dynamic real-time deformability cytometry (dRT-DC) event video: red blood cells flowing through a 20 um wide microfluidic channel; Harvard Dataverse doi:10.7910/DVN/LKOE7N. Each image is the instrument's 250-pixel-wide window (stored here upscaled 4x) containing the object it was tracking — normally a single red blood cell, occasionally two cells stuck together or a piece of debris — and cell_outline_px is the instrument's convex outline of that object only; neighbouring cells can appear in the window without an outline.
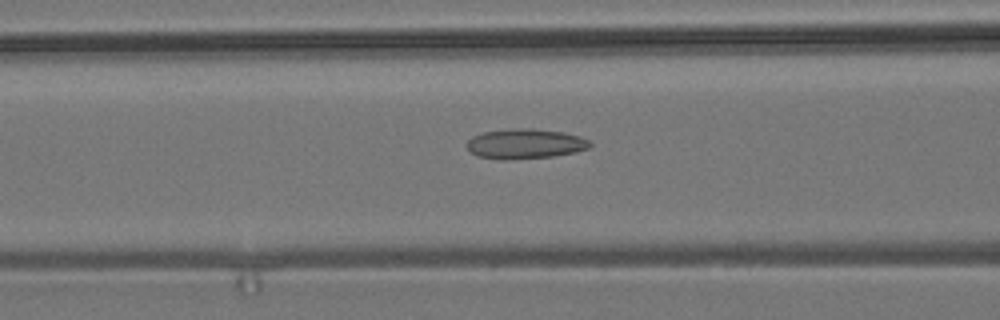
{"species": "common noctule bat (a hibernating species)", "species_latin": "Nyctalus noctula", "temperature_condition": "room temperature", "stored_images_in_passage": 52, "camera_frame_rate_fps": 3000, "um_per_image_px": 0.085, "animal": {"sex": "male", "body_mass_g": 19.2, "forearm_length_mm": 51.8}, "frame": {"image": 1, "passage_image": 19, "time_ms": 6.0, "image_size_px": [1000, 320], "cell_outline_px": [[592, 144], [588, 148], [576, 152], [552, 156], [508, 160], [500, 160], [476, 156], [464, 144], [472, 136], [484, 132], [512, 128], [528, 128], [564, 132], [580, 136], [588, 140]], "centroid_in_image_um": [44.61, 12.22], "position_along_channel_um": 122.0, "area_um2": 21.62}}
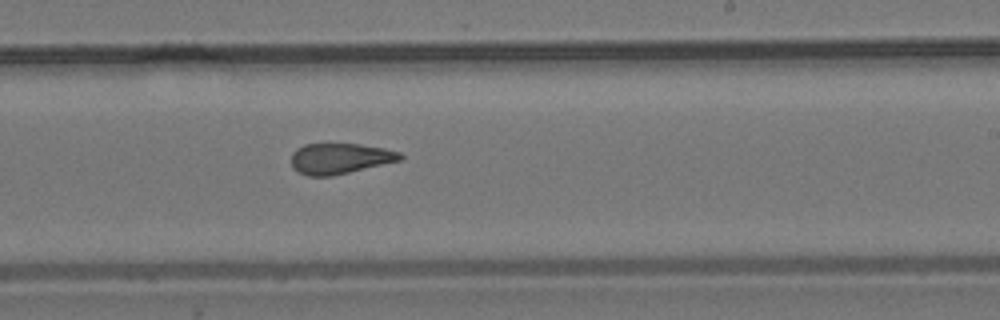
{"frame": {"image": 2, "passage_image": 30, "time_ms": 9.667, "image_size_px": [1000, 320], "cell_outline_px": [[404, 156], [400, 160], [332, 176], [308, 176], [292, 168], [292, 152], [296, 148], [304, 144], [360, 144], [384, 148], [400, 152]], "centroid_in_image_um": [28.87, 13.47], "position_along_channel_um": 260.1, "area_um2": 19.36}}
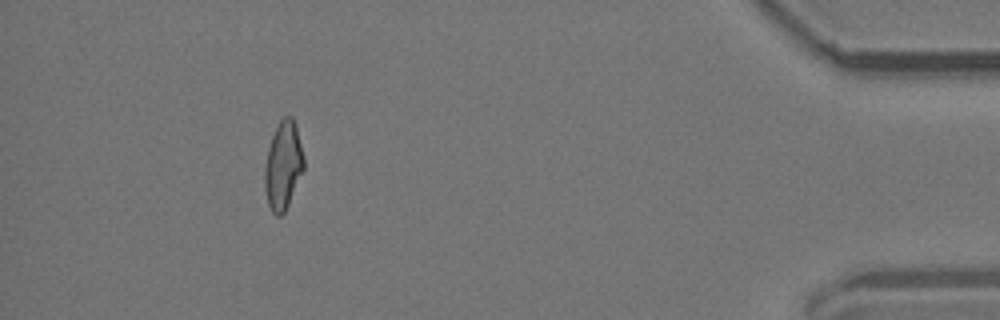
{"frame": {"image": 3, "passage_image": 47, "time_ms": 15.333, "image_size_px": [1000, 320], "cell_outline_px": [[304, 168], [288, 204], [284, 212], [280, 216], [276, 216], [272, 212], [268, 204], [264, 188], [264, 164], [268, 148], [272, 136], [280, 120], [284, 116], [292, 116], [296, 124], [304, 156]], "centroid_in_image_um": [24.06, 14.05], "position_along_channel_um": 411.1, "area_um2": 20.11}, "authors_computed_cell_mechanics": {"area_um2": 20.4612, "velocity_mm_per_s": 3.7667, "shape_relaxation_time_tau1_ms": null, "shape_relaxation_time_tau2_ms": 2.311, "deformation_change_tau1": null, "deformation_change_tau2": 0.0956}}